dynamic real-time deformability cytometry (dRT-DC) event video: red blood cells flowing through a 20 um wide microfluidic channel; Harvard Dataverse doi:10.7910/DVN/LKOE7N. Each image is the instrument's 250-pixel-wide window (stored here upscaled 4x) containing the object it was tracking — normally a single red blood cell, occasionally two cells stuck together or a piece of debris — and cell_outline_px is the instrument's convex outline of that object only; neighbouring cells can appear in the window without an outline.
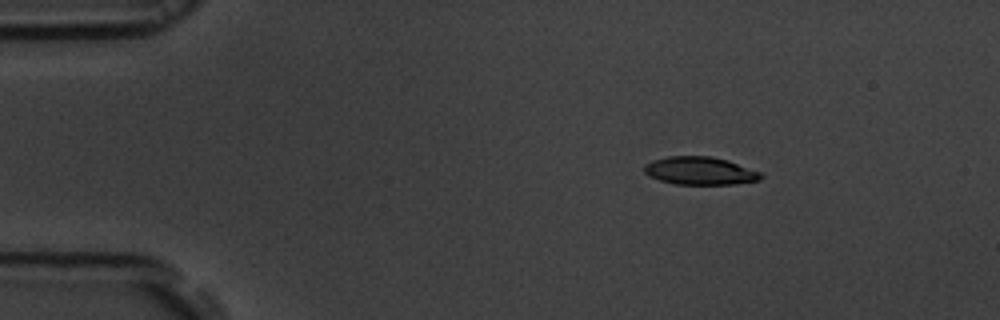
{"species": "common noctule bat (a hibernating species)", "species_latin": "Nyctalus noctula", "temperature_condition": "room temperature", "stored_images_in_passage": 48, "camera_frame_rate_fps": 3000, "um_per_image_px": 0.085, "animal": {"sex": "male", "body_mass_g": 19.5, "forearm_length_mm": 54.6}, "frame": {"image": 1, "passage_image": 1, "time_ms": 0.0, "image_size_px": [1000, 320], "cell_outline_px": [[764, 176], [760, 180], [732, 184], [676, 184], [660, 180], [644, 172], [644, 164], [652, 160], [668, 156], [712, 156], [728, 160], [760, 172]], "centroid_in_image_um": [59.5, 14.51], "position_along_channel_um": 25.5, "area_um2": 18.9}}
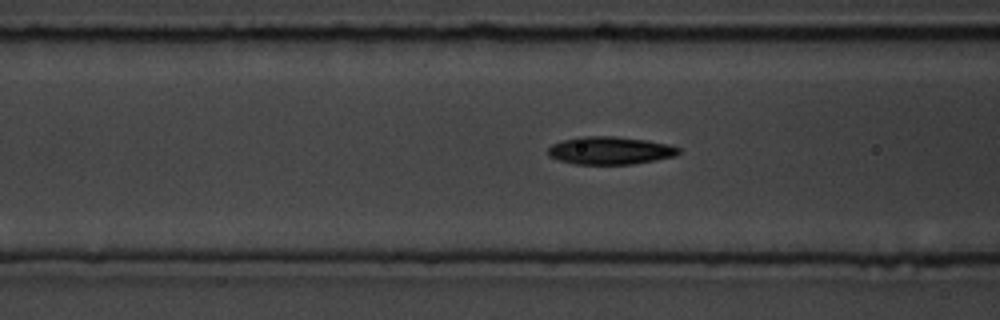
{"frame": {"image": 2, "passage_image": 14, "time_ms": 4.333, "image_size_px": [1000, 320], "cell_outline_px": [[680, 152], [676, 156], [656, 160], [632, 164], [576, 164], [560, 160], [548, 156], [548, 148], [552, 144], [564, 140], [580, 136], [616, 136], [648, 140], [668, 144], [680, 148]], "centroid_in_image_um": [51.88, 12.79], "position_along_channel_um": 114.7, "area_um2": 21.21}}
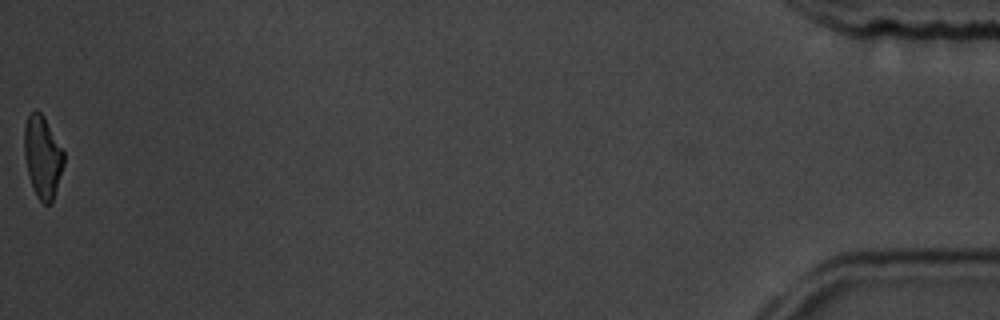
{"frame": {"image": 3, "passage_image": 48, "time_ms": 15.667, "image_size_px": [1000, 320], "cell_outline_px": [[64, 164], [52, 200], [48, 204], [44, 204], [36, 196], [28, 172], [24, 156], [24, 124], [28, 116], [36, 108], [44, 116], [64, 152]], "centroid_in_image_um": [3.61, 13.28], "position_along_channel_um": 431.6, "area_um2": 18.67}, "authors_computed_cell_mechanics": {"area_um2": 20.4901, "velocity_mm_per_s": 3.677, "shape_relaxation_time_tau1_ms": 3.9524, "shape_relaxation_time_tau2_ms": 3.5414, "deformation_change_tau1": 0.1793, "deformation_change_tau2": 0.1019}}